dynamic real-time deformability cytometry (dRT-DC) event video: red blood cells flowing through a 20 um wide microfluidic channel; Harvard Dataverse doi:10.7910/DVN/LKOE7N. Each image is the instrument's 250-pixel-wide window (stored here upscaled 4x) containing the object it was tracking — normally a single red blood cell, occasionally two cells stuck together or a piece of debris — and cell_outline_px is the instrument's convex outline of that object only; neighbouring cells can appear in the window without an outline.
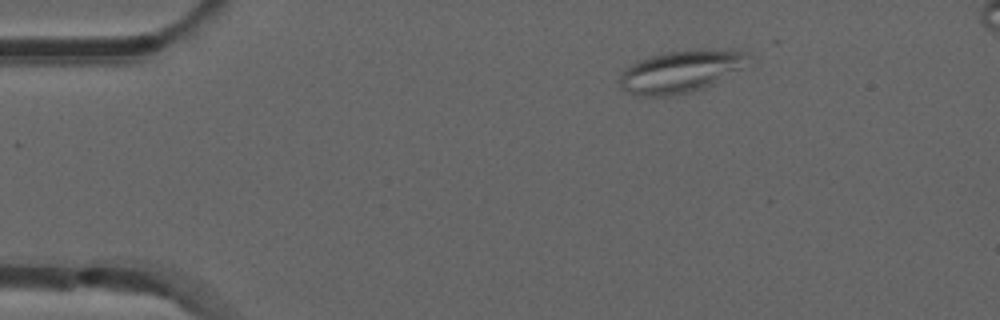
{"species": "common noctule bat (a hibernating species)", "species_latin": "Nyctalus noctula", "temperature_condition": "room temperature", "stored_images_in_passage": 45, "camera_frame_rate_fps": 3000, "um_per_image_px": 0.085, "animal": {"sex": "male", "forearm_length_mm": 52.5}, "frame": {"image": 1, "passage_image": 1, "time_ms": 0.0, "image_size_px": [1000, 320], "cell_outline_px": [[752, 56], [740, 68], [712, 84], [704, 88], [692, 92], [672, 96], [636, 96], [624, 92], [620, 88], [620, 76], [624, 68], [636, 60], [664, 52], [696, 48], [740, 48], [748, 52]], "centroid_in_image_um": [57.86, 6.04], "position_along_channel_um": 27.1, "area_um2": 32.6}}
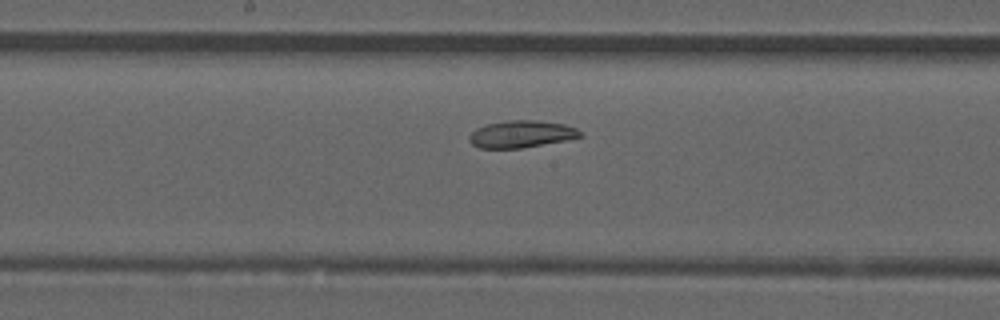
{"frame": {"image": 2, "passage_image": 20, "time_ms": 6.333, "image_size_px": [1000, 320], "cell_outline_px": [[584, 136], [564, 140], [520, 148], [480, 148], [472, 144], [468, 140], [468, 136], [476, 128], [488, 124], [508, 120], [540, 120], [564, 124], [576, 128]], "centroid_in_image_um": [44.29, 11.39], "position_along_channel_um": 203.9, "area_um2": 17.4}}
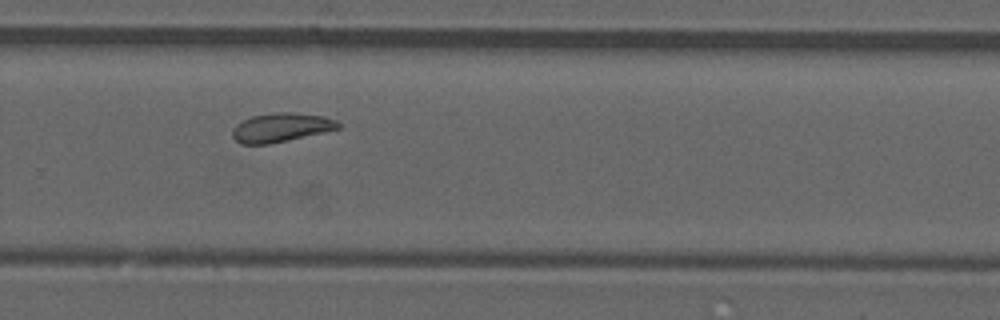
{"frame": {"image": 3, "passage_image": 28, "time_ms": 9.0, "image_size_px": [1000, 320], "cell_outline_px": [[340, 128], [268, 144], [240, 144], [232, 136], [232, 132], [236, 124], [252, 116], [276, 112], [296, 112], [324, 116], [336, 120], [340, 124]], "centroid_in_image_um": [23.88, 10.82], "position_along_channel_um": 305.9, "area_um2": 17.63}}